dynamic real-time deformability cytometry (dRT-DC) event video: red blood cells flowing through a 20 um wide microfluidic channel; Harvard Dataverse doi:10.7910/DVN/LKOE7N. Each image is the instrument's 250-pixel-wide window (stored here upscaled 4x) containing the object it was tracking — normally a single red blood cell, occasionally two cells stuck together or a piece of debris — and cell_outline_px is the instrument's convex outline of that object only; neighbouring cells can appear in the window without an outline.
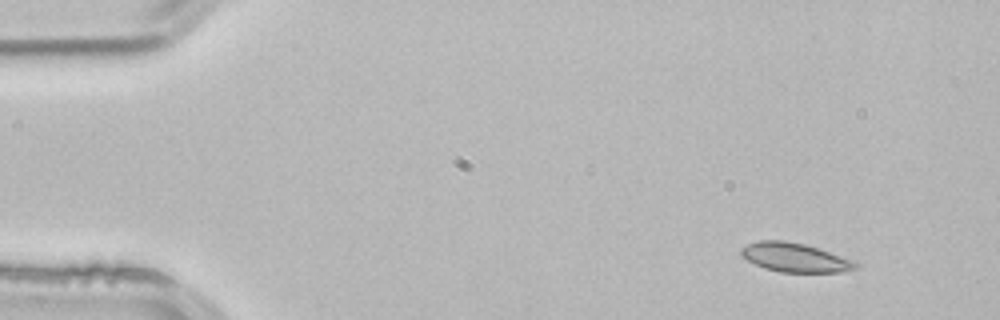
{"species": "common noctule bat (a hibernating species)", "species_latin": "Nyctalus noctula", "temperature_condition": "room temperature", "stored_images_in_passage": 4, "camera_frame_rate_fps": 3000, "um_per_image_px": 0.085, "animal": {"sex": "male", "body_mass_g": 21.5, "forearm_length_mm": 52.0}, "frame": {"image": 1, "passage_image": 1, "time_ms": 0.0, "image_size_px": [1000, 320], "cell_outline_px": [[856, 268], [840, 272], [780, 272], [764, 268], [748, 260], [740, 252], [740, 248], [748, 244], [760, 240], [784, 240], [804, 244], [820, 248], [856, 260]], "centroid_in_image_um": [67.6, 21.88], "position_along_channel_um": 17.4, "area_um2": 19.36}}
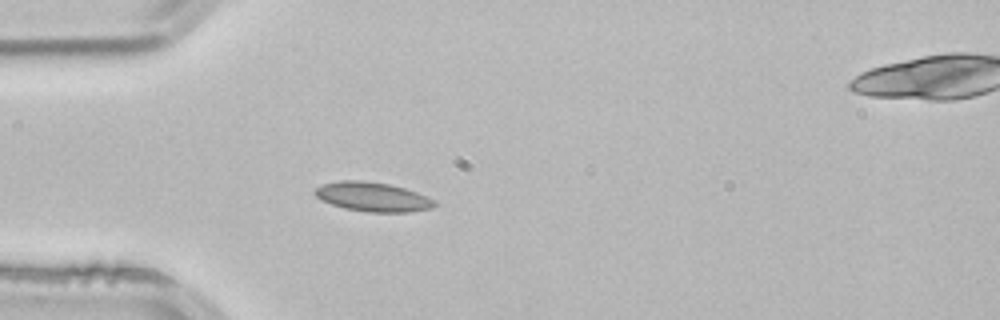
{"frame": {"image": 2, "passage_image": 3, "time_ms": 0.667, "image_size_px": [1000, 320], "cell_outline_px": [[436, 204], [432, 208], [412, 212], [368, 212], [344, 208], [320, 200], [312, 192], [320, 184], [340, 180], [364, 180], [388, 184], [404, 188], [416, 192], [432, 200]], "centroid_in_image_um": [31.61, 16.73], "position_along_channel_um": 53.4, "area_um2": 20.4}}